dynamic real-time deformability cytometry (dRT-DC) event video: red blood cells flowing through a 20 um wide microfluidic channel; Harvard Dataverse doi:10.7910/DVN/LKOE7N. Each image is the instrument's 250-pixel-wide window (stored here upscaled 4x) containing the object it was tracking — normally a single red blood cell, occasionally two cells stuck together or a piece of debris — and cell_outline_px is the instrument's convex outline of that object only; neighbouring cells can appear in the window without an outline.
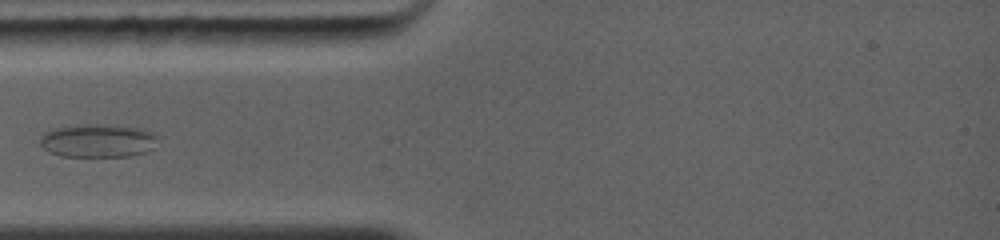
{"species": "common noctule bat (a hibernating species)", "species_latin": "Nyctalus noctula", "temperature_condition": "warm", "stored_images_in_passage": 35, "camera_frame_rate_fps": 5000, "um_per_image_px": 0.085, "animal": {"sex": "female", "body_mass_g": 19.0, "forearm_length_mm": 56.7}, "frame": {"image": 1, "passage_image": 1, "time_ms": 0.0, "image_size_px": [1000, 240], "cell_outline_px": [[160, 136], [156, 148], [148, 152], [128, 156], [60, 156], [48, 152], [40, 144], [40, 136], [44, 132], [56, 128], [80, 124], [116, 124], [144, 128], [156, 132]], "centroid_in_image_um": [8.43, 11.94], "position_along_channel_um": 76.6, "area_um2": 23.7}}
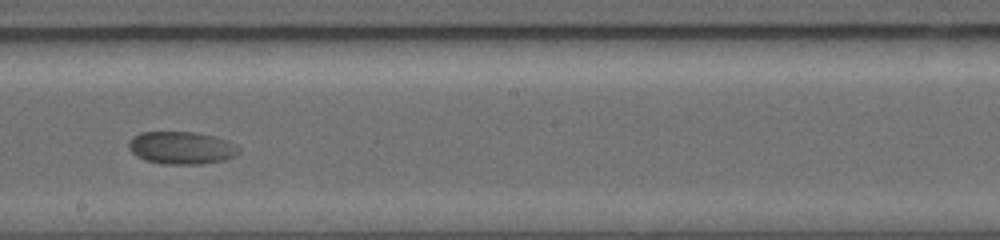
{"frame": {"image": 2, "passage_image": 15, "time_ms": 3.8, "image_size_px": [1000, 240], "cell_outline_px": [[240, 152], [224, 160], [200, 164], [164, 164], [144, 160], [136, 156], [128, 148], [128, 140], [132, 136], [140, 132], [196, 132], [216, 136], [228, 140], [236, 144], [240, 148]], "centroid_in_image_um": [15.41, 12.55], "position_along_channel_um": 232.8, "area_um2": 21.21}}
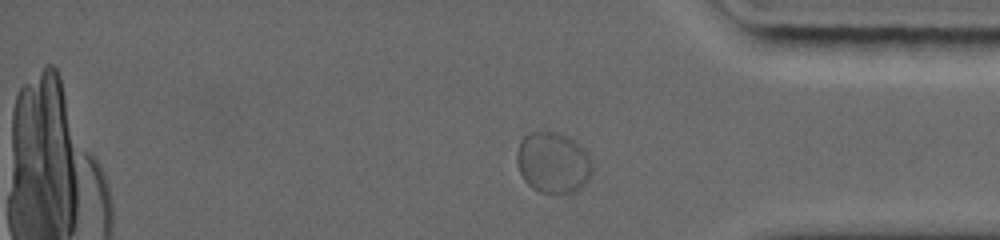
{"frame": {"image": 3, "passage_image": 30, "time_ms": 7.8, "image_size_px": [1000, 240], "cell_outline_px": [[592, 172], [588, 180], [580, 188], [572, 192], [540, 192], [532, 188], [524, 180], [520, 172], [516, 160], [516, 152], [520, 140], [528, 132], [548, 128], [568, 136], [576, 140], [588, 152], [592, 160]], "centroid_in_image_um": [47.01, 13.75], "position_along_channel_um": 388.2, "area_um2": 27.51}}